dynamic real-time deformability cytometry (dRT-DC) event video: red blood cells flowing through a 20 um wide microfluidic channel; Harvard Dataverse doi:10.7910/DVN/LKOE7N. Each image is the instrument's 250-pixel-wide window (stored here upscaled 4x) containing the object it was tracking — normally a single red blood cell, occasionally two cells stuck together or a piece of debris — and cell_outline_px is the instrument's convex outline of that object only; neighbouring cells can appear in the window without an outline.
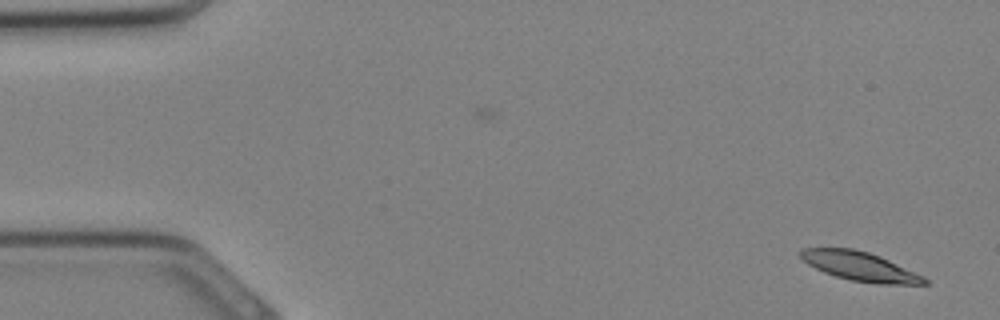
{"species": "Egyptian fruit bat (a non-hibernating species)", "species_latin": "Rousettus aegyptiacus", "temperature_condition": "cold", "stored_images_in_passage": 32, "camera_frame_rate_fps": 3000, "um_per_image_px": 0.085, "animal": {"sex": "female"}, "frame": {"image": 1, "passage_image": 1, "time_ms": 0.0, "image_size_px": [1000, 320], "cell_outline_px": [[928, 284], [880, 284], [852, 280], [836, 276], [824, 272], [808, 264], [800, 256], [800, 248], [852, 248], [868, 252], [880, 256], [924, 276], [928, 280]], "centroid_in_image_um": [73.11, 22.63], "position_along_channel_um": 11.9, "area_um2": 20.75}}
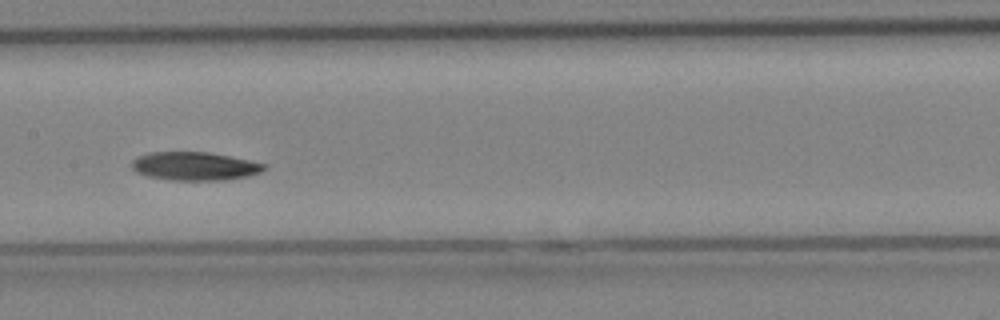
{"frame": {"image": 2, "passage_image": 16, "time_ms": 5.0, "image_size_px": [1000, 320], "cell_outline_px": [[268, 168], [260, 172], [248, 176], [228, 180], [172, 180], [148, 176], [136, 172], [132, 168], [132, 160], [148, 152], [208, 152], [268, 164]], "centroid_in_image_um": [16.58, 14.13], "position_along_channel_um": 190.8, "area_um2": 21.91}}
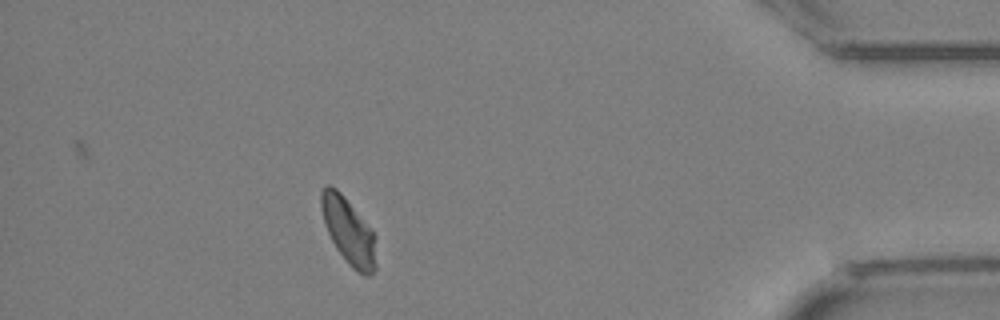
{"frame": {"image": 3, "passage_image": 29, "time_ms": 9.333, "image_size_px": [1000, 320], "cell_outline_px": [[376, 268], [368, 276], [364, 276], [356, 272], [348, 264], [336, 248], [328, 232], [324, 220], [320, 204], [320, 192], [328, 184], [336, 188], [344, 196], [376, 236]], "centroid_in_image_um": [29.64, 19.68], "position_along_channel_um": 405.6, "area_um2": 21.1}}